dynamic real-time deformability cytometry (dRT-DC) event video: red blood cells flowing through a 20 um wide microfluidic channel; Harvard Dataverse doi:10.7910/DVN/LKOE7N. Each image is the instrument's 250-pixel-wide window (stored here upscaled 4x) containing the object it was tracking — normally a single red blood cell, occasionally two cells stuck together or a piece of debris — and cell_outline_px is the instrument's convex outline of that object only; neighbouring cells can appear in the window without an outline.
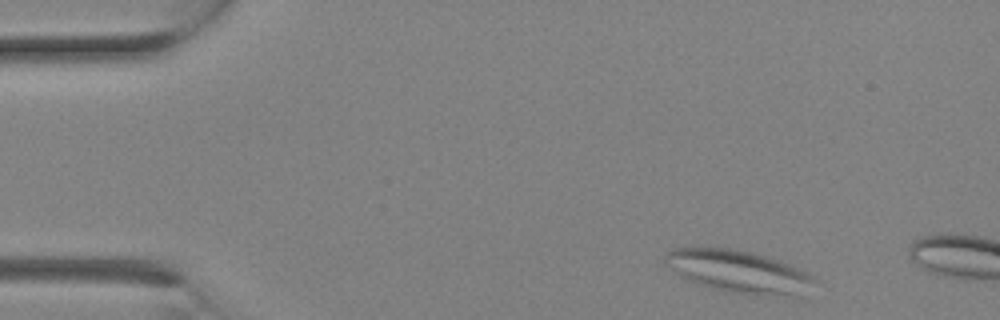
{"species": "Egyptian fruit bat (a non-hibernating species)", "species_latin": "Rousettus aegyptiacus", "temperature_condition": "room temperature", "stored_images_in_passage": 3, "camera_frame_rate_fps": 3000, "um_per_image_px": 0.085, "animal": {"sex": "female"}, "frame": {"image": 1, "passage_image": 1, "time_ms": 0.0, "image_size_px": [1000, 320], "cell_outline_px": [[820, 280], [804, 296], [756, 296], [728, 292], [712, 288], [700, 284], [680, 276], [664, 260], [664, 256], [672, 248], [736, 248], [752, 252], [788, 264]], "centroid_in_image_um": [62.87, 23.11], "position_along_channel_um": 22.1, "area_um2": 37.05}}